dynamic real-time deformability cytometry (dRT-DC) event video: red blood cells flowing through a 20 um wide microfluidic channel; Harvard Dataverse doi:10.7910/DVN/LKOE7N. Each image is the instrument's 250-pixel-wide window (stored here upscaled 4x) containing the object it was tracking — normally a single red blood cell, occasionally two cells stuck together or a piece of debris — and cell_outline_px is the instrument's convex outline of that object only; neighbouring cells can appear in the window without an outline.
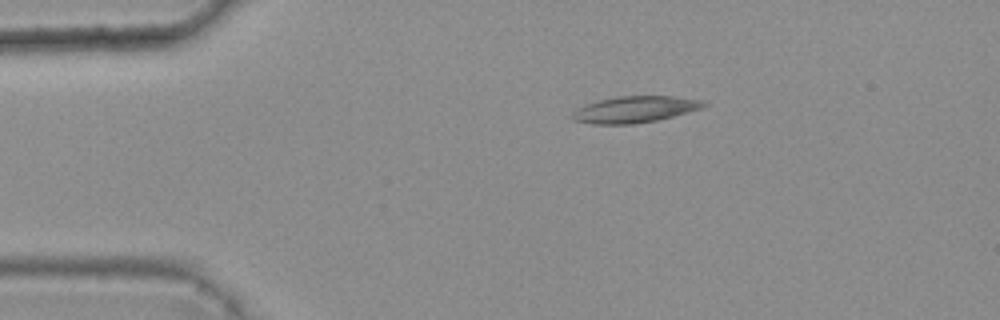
{"species": "common noctule bat (a hibernating species)", "species_latin": "Nyctalus noctula", "temperature_condition": "warm", "stored_images_in_passage": 6, "camera_frame_rate_fps": 3000, "um_per_image_px": 0.085, "animal": {"sex": "female", "body_mass_g": 25.1}, "frame": {"image": 1, "passage_image": 3, "time_ms": 0.667, "image_size_px": [1000, 320], "cell_outline_px": [[708, 104], [700, 108], [672, 116], [656, 120], [632, 124], [592, 124], [572, 120], [568, 116], [576, 108], [584, 104], [596, 100], [616, 96], [672, 96], [700, 100]], "centroid_in_image_um": [53.83, 9.3], "position_along_channel_um": 31.2, "area_um2": 20.29}}
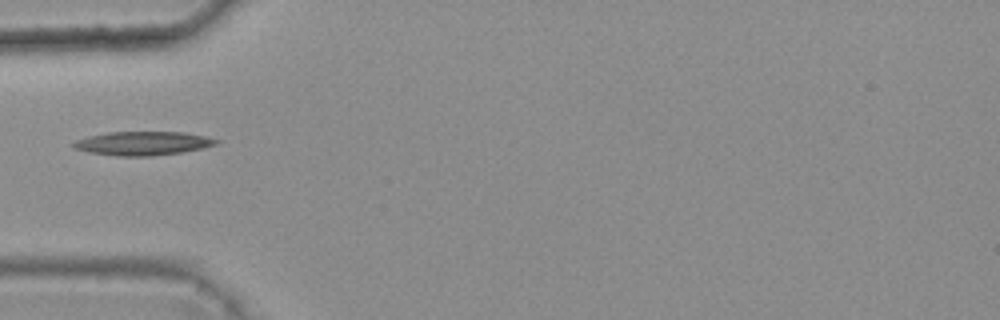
{"frame": {"image": 2, "passage_image": 5, "time_ms": 1.333, "image_size_px": [1000, 320], "cell_outline_px": [[220, 140], [216, 144], [200, 148], [180, 152], [152, 156], [120, 156], [88, 152], [72, 148], [72, 144], [76, 140], [88, 136], [108, 132], [184, 132], [204, 136]], "centroid_in_image_um": [12.09, 12.18], "position_along_channel_um": 72.9, "area_um2": 19.59}}
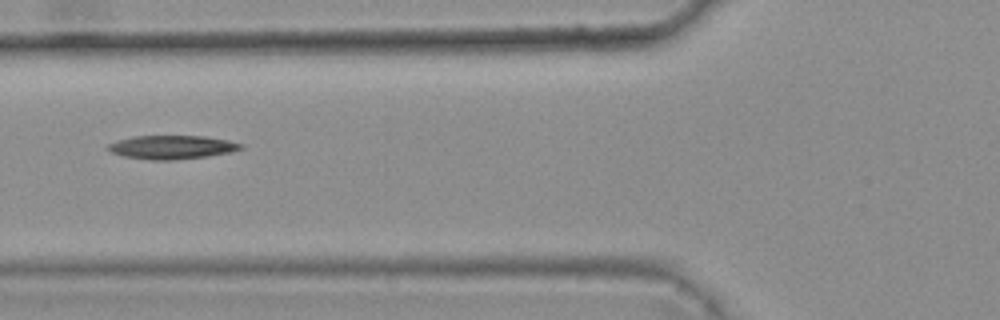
{"frame": {"image": 3, "passage_image": 6, "time_ms": 1.667, "image_size_px": [1000, 320], "cell_outline_px": [[244, 148], [232, 152], [208, 156], [172, 160], [152, 160], [124, 156], [112, 152], [104, 148], [108, 144], [116, 140], [132, 136], [204, 136], [228, 140], [244, 144]], "centroid_in_image_um": [14.61, 12.5], "position_along_channel_um": 111.2, "area_um2": 18.44}}